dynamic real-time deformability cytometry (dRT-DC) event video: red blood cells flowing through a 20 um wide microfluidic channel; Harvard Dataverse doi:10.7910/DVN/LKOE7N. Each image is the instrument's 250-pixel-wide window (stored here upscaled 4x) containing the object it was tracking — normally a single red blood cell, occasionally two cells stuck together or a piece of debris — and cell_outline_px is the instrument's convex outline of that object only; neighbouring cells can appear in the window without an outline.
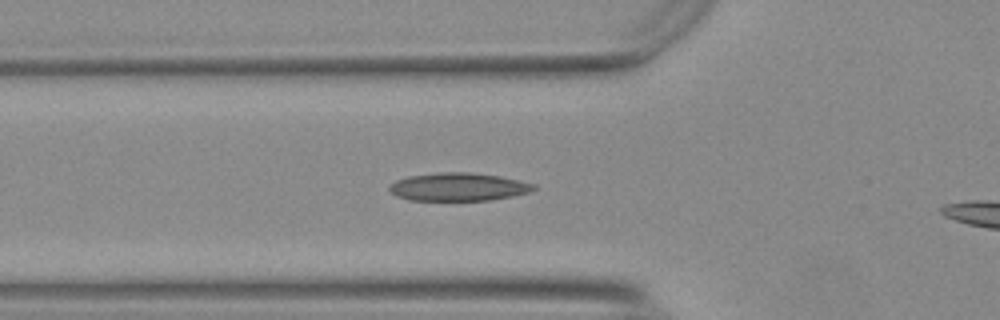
{"species": "Egyptian fruit bat (a non-hibernating species)", "species_latin": "Rousettus aegyptiacus", "temperature_condition": "warm", "stored_images_in_passage": 14, "camera_frame_rate_fps": 3000, "um_per_image_px": 0.085, "animal": {"sex": "female"}, "frame": {"image": 1, "passage_image": 12, "time_ms": 3.667, "image_size_px": [1000, 320], "cell_outline_px": [[536, 188], [528, 192], [512, 196], [488, 200], [408, 200], [396, 196], [388, 188], [396, 180], [408, 176], [440, 172], [468, 172], [496, 176], [536, 184]], "centroid_in_image_um": [38.92, 15.89], "position_along_channel_um": 86.9, "area_um2": 23.29}}